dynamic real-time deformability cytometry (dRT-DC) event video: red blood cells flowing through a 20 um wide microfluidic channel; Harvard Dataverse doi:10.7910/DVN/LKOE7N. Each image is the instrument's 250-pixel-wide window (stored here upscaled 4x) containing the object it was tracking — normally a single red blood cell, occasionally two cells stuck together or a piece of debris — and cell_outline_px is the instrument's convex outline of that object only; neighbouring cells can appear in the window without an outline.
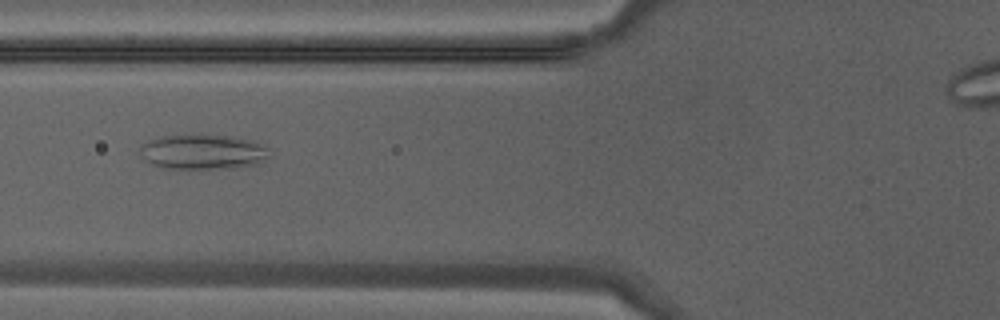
{"species": "Egyptian fruit bat (a non-hibernating species)", "species_latin": "Rousettus aegyptiacus", "temperature_condition": "warm", "stored_images_in_passage": 40, "camera_frame_rate_fps": 3000, "um_per_image_px": 0.085, "animal": {"sex": "male"}, "frame": {"image": 1, "passage_image": 18, "time_ms": 5.667, "image_size_px": [1000, 320], "cell_outline_px": [[272, 156], [256, 164], [232, 168], [164, 168], [148, 164], [140, 156], [140, 148], [148, 140], [164, 136], [200, 132], [232, 136], [256, 140], [264, 144], [268, 148]], "centroid_in_image_um": [17.28, 12.87], "position_along_channel_um": 108.5, "area_um2": 27.4}}